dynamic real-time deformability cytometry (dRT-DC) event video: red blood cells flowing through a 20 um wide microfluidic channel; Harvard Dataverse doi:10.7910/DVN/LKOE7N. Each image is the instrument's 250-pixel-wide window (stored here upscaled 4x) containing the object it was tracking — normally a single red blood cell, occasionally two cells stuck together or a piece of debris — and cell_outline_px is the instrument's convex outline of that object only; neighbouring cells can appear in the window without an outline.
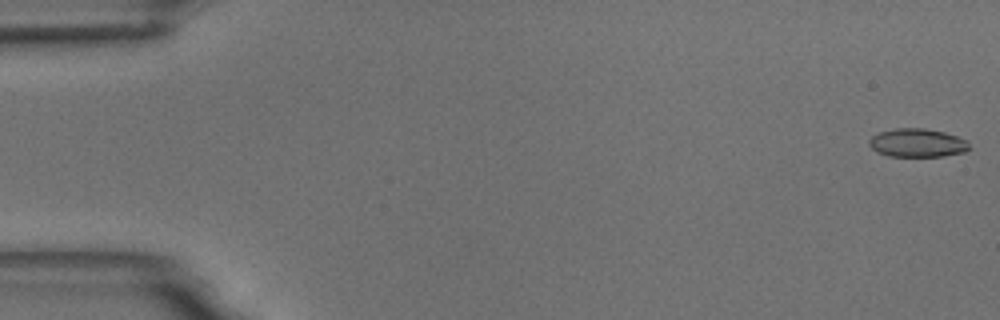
{"species": "common noctule bat (a hibernating species)", "species_latin": "Nyctalus noctula", "temperature_condition": "room temperature", "stored_images_in_passage": 55, "camera_frame_rate_fps": 3000, "um_per_image_px": 0.085, "animal": {"sex": "male", "body_mass_g": 18.8}, "frame": {"image": 1, "passage_image": 1, "time_ms": 0.0, "image_size_px": [1000, 320], "cell_outline_px": [[972, 148], [964, 152], [944, 156], [888, 156], [876, 152], [868, 144], [868, 140], [872, 136], [880, 132], [892, 128], [924, 128], [944, 132], [968, 140]], "centroid_in_image_um": [77.98, 12.14], "position_along_channel_um": 7.0, "area_um2": 16.82}}
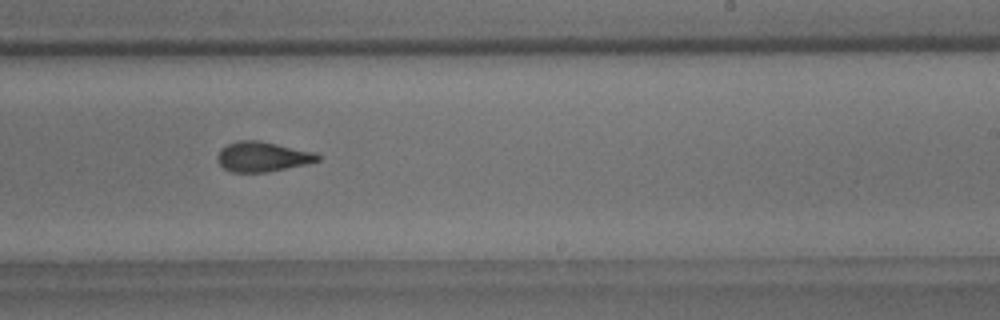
{"frame": {"image": 2, "passage_image": 34, "time_ms": 11.0, "image_size_px": [1000, 320], "cell_outline_px": [[320, 160], [304, 164], [268, 172], [232, 172], [224, 168], [220, 164], [220, 148], [228, 144], [240, 140], [260, 140], [316, 152], [320, 156]], "centroid_in_image_um": [22.35, 13.31], "position_along_channel_um": 266.6, "area_um2": 17.28}}
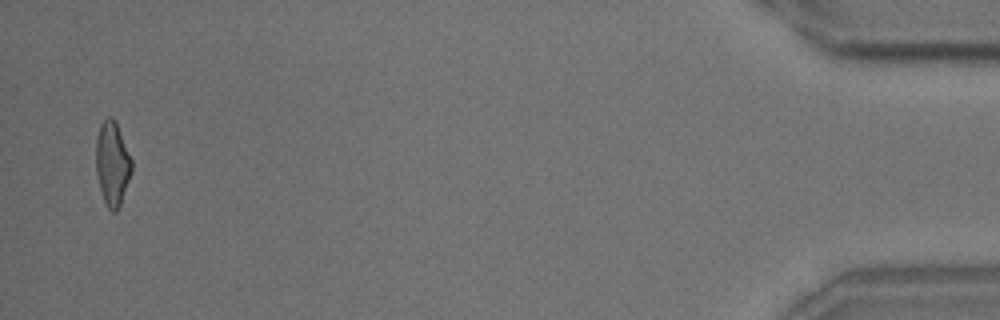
{"frame": {"image": 3, "passage_image": 54, "time_ms": 17.667, "image_size_px": [1000, 320], "cell_outline_px": [[132, 172], [120, 204], [116, 212], [112, 212], [108, 208], [104, 200], [100, 188], [96, 172], [96, 136], [100, 124], [108, 116], [112, 116], [116, 120], [132, 160]], "centroid_in_image_um": [9.55, 13.86], "position_along_channel_um": 425.7, "area_um2": 17.57}, "authors_computed_cell_mechanics": {"area_um2": 17.7446, "velocity_mm_per_s": 3.688, "shape_relaxation_time_tau1_ms": 6.3763, "shape_relaxation_time_tau2_ms": 1.4229, "deformation_change_tau1": 0.185, "deformation_change_tau2": 0.0882}}